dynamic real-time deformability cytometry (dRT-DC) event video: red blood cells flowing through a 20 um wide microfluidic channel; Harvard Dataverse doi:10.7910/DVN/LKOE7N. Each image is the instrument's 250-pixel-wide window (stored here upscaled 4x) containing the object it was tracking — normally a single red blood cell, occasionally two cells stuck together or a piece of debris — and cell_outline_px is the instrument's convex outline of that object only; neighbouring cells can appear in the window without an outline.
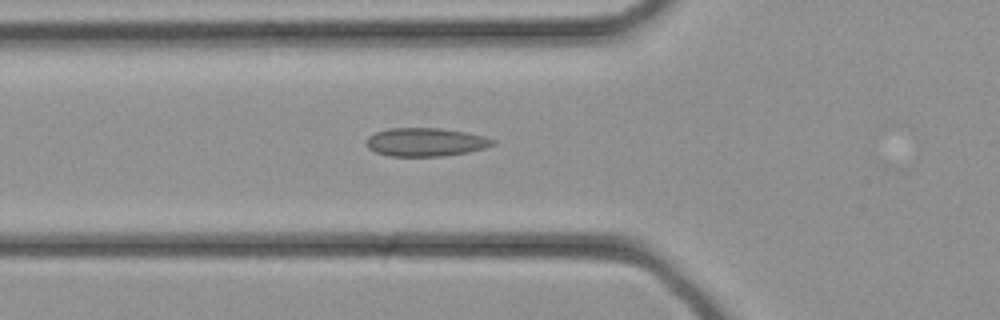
{"species": "common noctule bat (a hibernating species)", "species_latin": "Nyctalus noctula", "temperature_condition": "cold", "stored_images_in_passage": 28, "camera_frame_rate_fps": 3000, "um_per_image_px": 0.085, "animal": {"sex": "female", "body_mass_g": 21.9}, "frame": {"image": 1, "passage_image": 9, "time_ms": 2.667, "image_size_px": [1000, 320], "cell_outline_px": [[496, 144], [484, 148], [468, 152], [440, 156], [388, 156], [376, 152], [368, 148], [368, 136], [376, 132], [388, 128], [440, 128], [468, 132], [484, 136], [496, 140]], "centroid_in_image_um": [36.21, 12.07], "position_along_channel_um": 89.6, "area_um2": 20.92}}
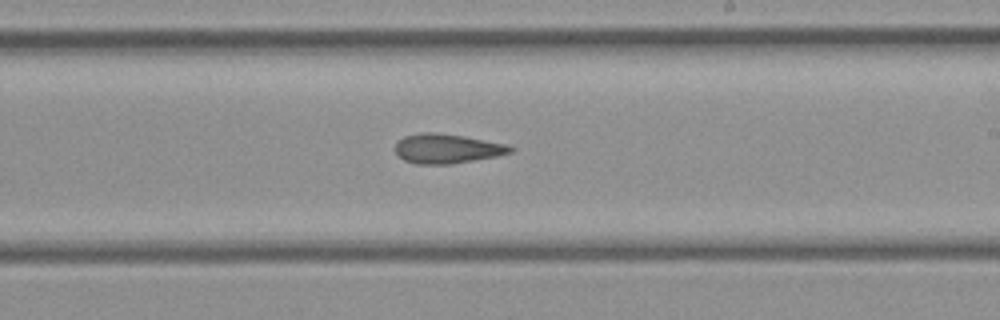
{"frame": {"image": 2, "passage_image": 17, "time_ms": 5.333, "image_size_px": [1000, 320], "cell_outline_px": [[516, 148], [512, 152], [496, 156], [452, 164], [416, 164], [404, 160], [396, 156], [396, 140], [404, 136], [420, 132], [440, 132], [464, 136], [508, 144]], "centroid_in_image_um": [37.98, 12.62], "position_along_channel_um": 251.0, "area_um2": 20.11}}
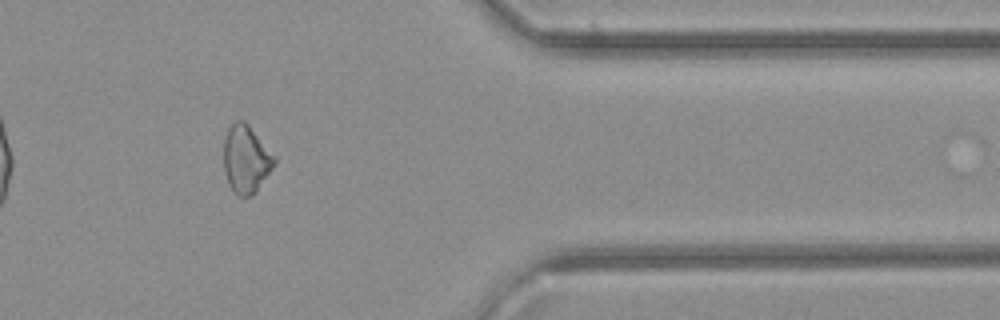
{"frame": {"image": 3, "passage_image": 25, "time_ms": 8.0, "image_size_px": [1000, 320], "cell_outline_px": [[276, 160], [272, 168], [256, 192], [252, 196], [236, 196], [232, 192], [228, 184], [224, 172], [224, 136], [228, 128], [236, 120], [244, 120], [248, 124], [276, 156]], "centroid_in_image_um": [20.9, 13.54], "position_along_channel_um": 390.5, "area_um2": 20.23}}